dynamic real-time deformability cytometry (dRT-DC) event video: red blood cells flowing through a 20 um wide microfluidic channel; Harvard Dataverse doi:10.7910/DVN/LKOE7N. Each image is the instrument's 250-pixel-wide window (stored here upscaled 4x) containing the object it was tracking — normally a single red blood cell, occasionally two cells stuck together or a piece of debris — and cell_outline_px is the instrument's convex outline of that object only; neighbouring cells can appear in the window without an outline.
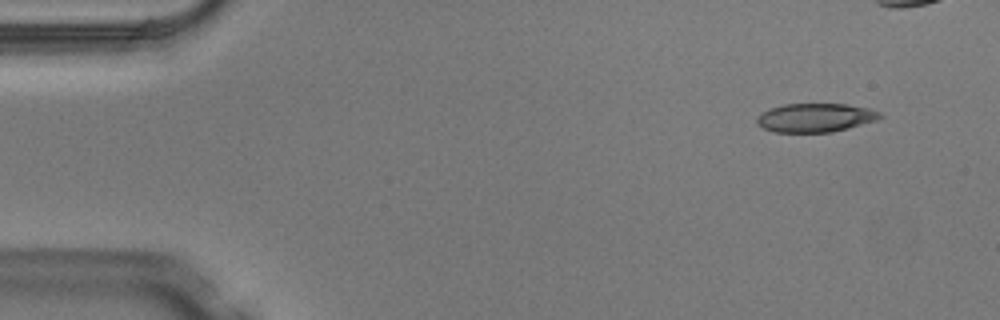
{"species": "Egyptian fruit bat (a non-hibernating species)", "species_latin": "Rousettus aegyptiacus", "temperature_condition": "warm", "stored_images_in_passage": 8, "segment_of_instrument_passage": [1, 2], "camera_frame_rate_fps": 3000, "um_per_image_px": 0.085, "animal": {"sex": "male"}, "frame": {"image": 1, "passage_image": 1, "time_ms": 0.0, "image_size_px": [1000, 320], "cell_outline_px": [[884, 116], [876, 120], [848, 128], [832, 132], [776, 132], [764, 128], [756, 124], [756, 116], [760, 112], [768, 108], [784, 104], [848, 104], [868, 108], [880, 112]], "centroid_in_image_um": [69.27, 9.99], "position_along_channel_um": 15.7, "area_um2": 20.75}}
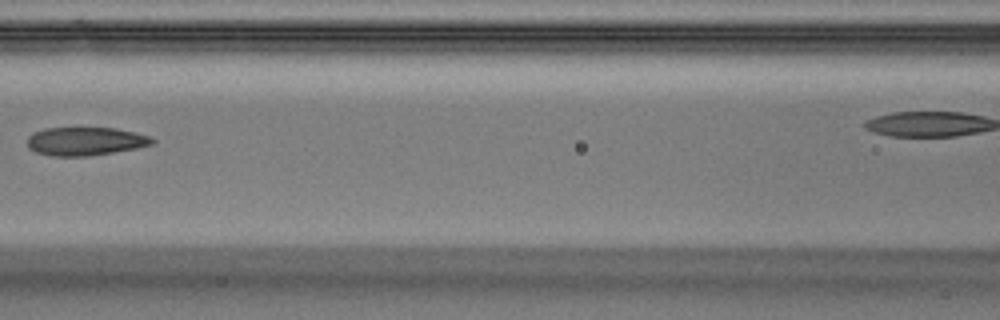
{"frame": {"image": 2, "passage_image": 6, "time_ms": 1.667, "image_size_px": [1000, 320], "cell_outline_px": [[156, 140], [152, 144], [136, 148], [88, 156], [52, 156], [36, 152], [28, 148], [28, 136], [32, 132], [44, 128], [116, 128], [136, 132], [152, 136]], "centroid_in_image_um": [7.26, 12.0], "position_along_channel_um": 159.3, "area_um2": 20.75}}
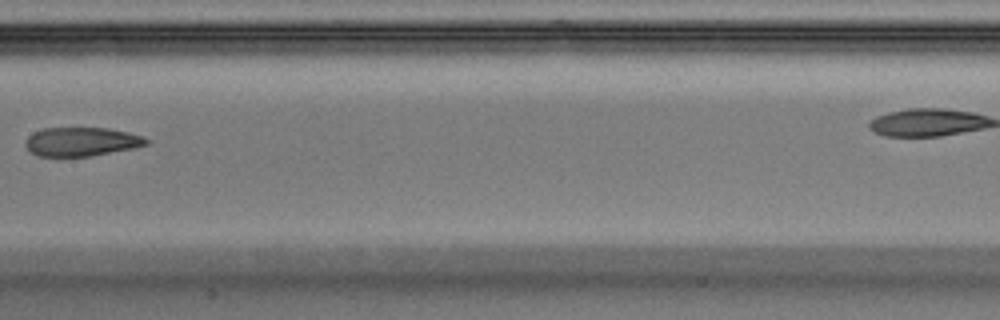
{"frame": {"image": 3, "passage_image": 7, "time_ms": 2.0, "image_size_px": [1000, 320], "cell_outline_px": [[152, 140], [148, 144], [132, 148], [92, 156], [36, 156], [24, 144], [28, 136], [32, 132], [44, 128], [108, 128], [128, 132], [144, 136]], "centroid_in_image_um": [6.95, 12.04], "position_along_channel_um": 200.5, "area_um2": 20.4}}